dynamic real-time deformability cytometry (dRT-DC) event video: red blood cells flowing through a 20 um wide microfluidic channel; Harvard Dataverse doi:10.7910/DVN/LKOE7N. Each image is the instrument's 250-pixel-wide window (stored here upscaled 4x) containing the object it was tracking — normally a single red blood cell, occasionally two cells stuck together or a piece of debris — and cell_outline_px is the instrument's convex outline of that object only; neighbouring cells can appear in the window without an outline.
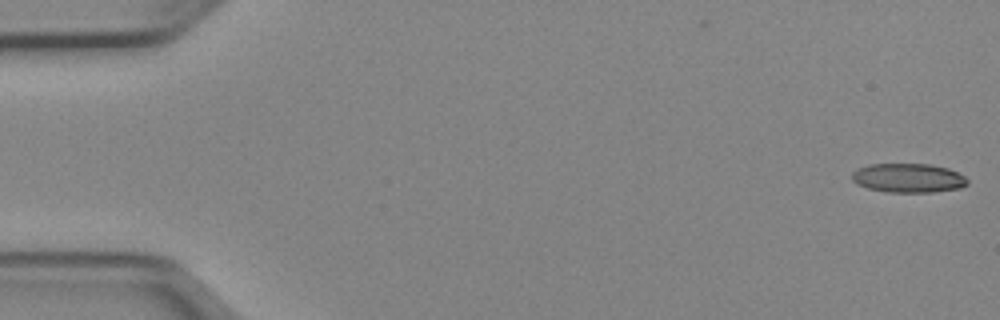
{"species": "Egyptian fruit bat (a non-hibernating species)", "species_latin": "Rousettus aegyptiacus", "temperature_condition": "cold", "stored_images_in_passage": 7, "camera_frame_rate_fps": 3000, "um_per_image_px": 0.085, "animal": {"sex": "female"}, "frame": {"image": 1, "passage_image": 1, "time_ms": 0.0, "image_size_px": [1000, 320], "cell_outline_px": [[968, 184], [960, 188], [932, 192], [888, 192], [868, 188], [856, 184], [852, 180], [852, 172], [856, 168], [868, 164], [932, 164], [948, 168], [964, 176], [968, 180]], "centroid_in_image_um": [77.18, 15.12], "position_along_channel_um": 7.8, "area_um2": 19.71}}